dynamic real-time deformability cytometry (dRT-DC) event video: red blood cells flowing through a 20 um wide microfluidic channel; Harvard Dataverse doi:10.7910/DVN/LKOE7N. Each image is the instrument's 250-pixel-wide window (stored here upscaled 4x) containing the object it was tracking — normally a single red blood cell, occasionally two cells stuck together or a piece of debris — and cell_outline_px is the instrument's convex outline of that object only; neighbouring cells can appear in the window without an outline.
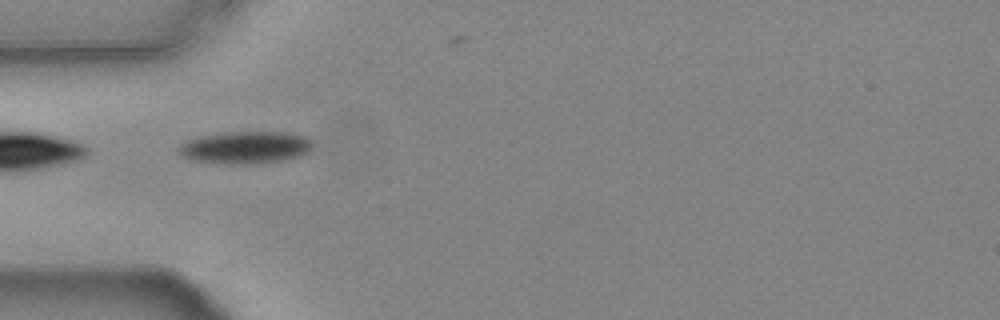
{"species": "common noctule bat (a hibernating species)", "species_latin": "Nyctalus noctula", "temperature_condition": "warm", "stored_images_in_passage": 28, "camera_frame_rate_fps": 3000, "um_per_image_px": 0.085, "animal": {"sex": "female", "body_mass_g": 24.6, "forearm_length_mm": 56.2}, "frame": {"image": 1, "passage_image": 1, "time_ms": 0.0, "image_size_px": [1000, 320], "cell_outline_px": [[312, 144], [308, 152], [300, 156], [280, 160], [248, 164], [228, 164], [192, 160], [184, 156], [176, 148], [184, 140], [200, 136], [224, 132], [288, 132], [304, 136]], "centroid_in_image_um": [20.8, 12.52], "position_along_channel_um": 64.2, "area_um2": 25.09}}
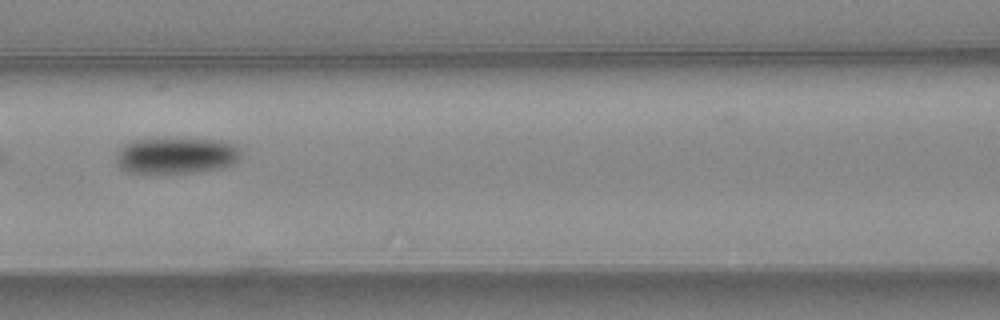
{"frame": {"image": 2, "passage_image": 8, "time_ms": 2.333, "image_size_px": [1000, 320], "cell_outline_px": [[240, 156], [232, 164], [220, 168], [192, 172], [128, 172], [120, 168], [116, 164], [116, 156], [120, 148], [124, 144], [136, 140], [220, 140], [232, 144], [240, 152]], "centroid_in_image_um": [14.93, 13.24], "position_along_channel_um": 151.7, "area_um2": 25.43}}